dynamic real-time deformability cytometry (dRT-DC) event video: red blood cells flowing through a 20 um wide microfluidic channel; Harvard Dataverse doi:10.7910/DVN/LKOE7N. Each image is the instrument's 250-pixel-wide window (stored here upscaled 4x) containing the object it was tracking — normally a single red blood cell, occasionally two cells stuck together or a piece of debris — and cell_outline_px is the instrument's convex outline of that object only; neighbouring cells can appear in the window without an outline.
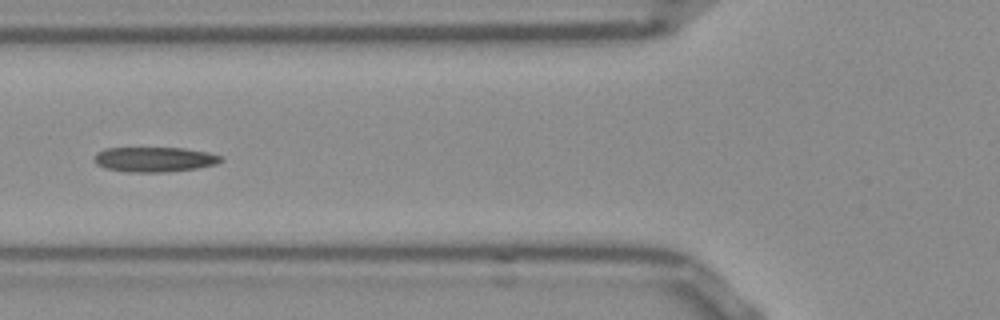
{"species": "Egyptian fruit bat (a non-hibernating species)", "species_latin": "Rousettus aegyptiacus", "temperature_condition": "room temperature", "stored_images_in_passage": 41, "camera_frame_rate_fps": 3000, "um_per_image_px": 0.085, "frame": {"image": 1, "passage_image": 7, "time_ms": 2.0, "image_size_px": [1000, 320], "cell_outline_px": [[224, 160], [216, 164], [196, 168], [164, 172], [128, 172], [104, 168], [96, 164], [92, 160], [96, 152], [104, 148], [184, 148], [208, 152], [224, 156]], "centroid_in_image_um": [13.11, 13.54], "position_along_channel_um": 112.7, "area_um2": 18.61}}
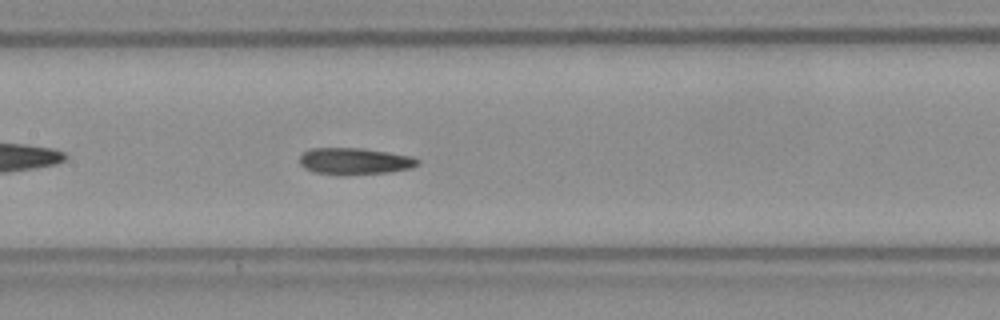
{"frame": {"image": 2, "passage_image": 12, "time_ms": 3.667, "image_size_px": [1000, 320], "cell_outline_px": [[420, 164], [412, 168], [388, 172], [344, 176], [340, 176], [312, 172], [304, 168], [300, 164], [300, 156], [304, 152], [312, 148], [364, 148], [412, 156], [420, 160]], "centroid_in_image_um": [30.15, 13.72], "position_along_channel_um": 177.3, "area_um2": 18.73}, "authors_computed_cell_mechanics": {"area_um2": 17.8602, "velocity_mm_per_s": 3.8531, "shape_relaxation_time_tau1_ms": 8.5856, "shape_relaxation_time_tau2_ms": 8.8199, "deformation_change_tau1": 0.1875, "deformation_change_tau2": 0.1493}}